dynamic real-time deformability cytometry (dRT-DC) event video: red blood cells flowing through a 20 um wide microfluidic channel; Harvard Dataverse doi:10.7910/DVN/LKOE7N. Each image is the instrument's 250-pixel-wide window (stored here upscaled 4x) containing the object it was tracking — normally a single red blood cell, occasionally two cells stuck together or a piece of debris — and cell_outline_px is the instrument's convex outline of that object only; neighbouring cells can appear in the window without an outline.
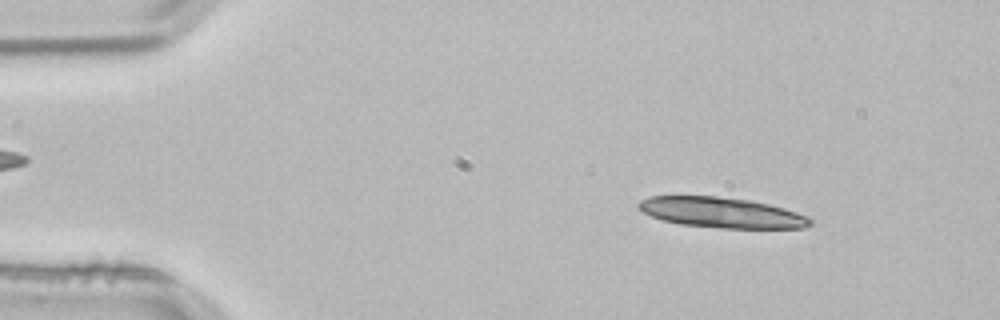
{"species": "common noctule bat (a hibernating species)", "species_latin": "Nyctalus noctula", "temperature_condition": "room temperature", "stored_images_in_passage": 2, "camera_frame_rate_fps": 3000, "um_per_image_px": 0.085, "animal": {"sex": "male", "body_mass_g": 21.5, "forearm_length_mm": 52.0}, "frame": {"image": 1, "passage_image": 1, "time_ms": 0.0, "image_size_px": [1000, 320], "cell_outline_px": [[812, 224], [804, 228], [720, 228], [680, 224], [660, 220], [636, 208], [636, 204], [640, 200], [648, 196], [716, 196], [748, 200], [768, 204], [784, 208], [808, 216], [812, 220]], "centroid_in_image_um": [61.3, 18.07], "position_along_channel_um": 23.7, "area_um2": 30.52}}